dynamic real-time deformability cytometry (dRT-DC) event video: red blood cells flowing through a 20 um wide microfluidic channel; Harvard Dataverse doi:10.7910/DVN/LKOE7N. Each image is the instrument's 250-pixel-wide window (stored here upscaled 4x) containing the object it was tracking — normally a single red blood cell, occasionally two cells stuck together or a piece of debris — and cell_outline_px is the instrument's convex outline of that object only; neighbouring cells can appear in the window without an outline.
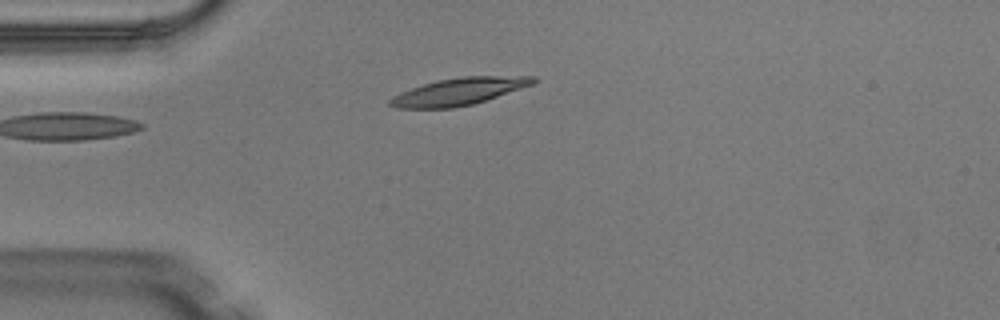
{"species": "Egyptian fruit bat (a non-hibernating species)", "species_latin": "Rousettus aegyptiacus", "temperature_condition": "warm", "stored_images_in_passage": 3, "camera_frame_rate_fps": 3000, "um_per_image_px": 0.085, "animal": {"sex": "male"}, "frame": {"image": 1, "passage_image": 3, "time_ms": 0.667, "image_size_px": [1000, 320], "cell_outline_px": [[540, 80], [532, 84], [472, 104], [452, 108], [396, 108], [388, 104], [388, 100], [392, 96], [412, 88], [436, 80], [460, 76], [536, 76]], "centroid_in_image_um": [38.98, 7.77], "position_along_channel_um": 46.0, "area_um2": 22.43}}